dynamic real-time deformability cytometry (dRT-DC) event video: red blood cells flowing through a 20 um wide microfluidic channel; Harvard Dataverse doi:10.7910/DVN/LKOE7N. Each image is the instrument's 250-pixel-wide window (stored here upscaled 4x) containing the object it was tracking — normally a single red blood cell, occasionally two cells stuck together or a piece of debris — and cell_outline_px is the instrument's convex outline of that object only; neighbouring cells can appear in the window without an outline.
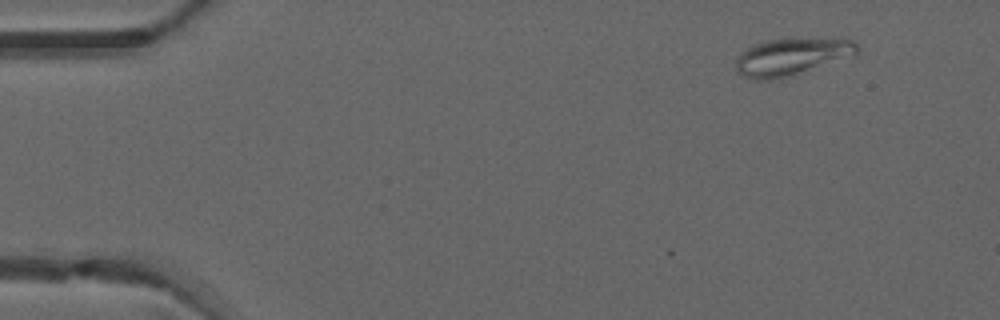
{"species": "common noctule bat (a hibernating species)", "species_latin": "Nyctalus noctula", "temperature_condition": "warm", "stored_images_in_passage": 3, "camera_frame_rate_fps": 3000, "um_per_image_px": 0.085, "animal": {"sex": "male", "forearm_length_mm": 52.5}, "frame": {"image": 1, "passage_image": 3, "time_ms": 0.667, "image_size_px": [1000, 320], "cell_outline_px": [[856, 56], [792, 76], [772, 80], [756, 80], [744, 76], [736, 72], [736, 60], [740, 52], [756, 44], [768, 40], [832, 36], [844, 36], [856, 40]], "centroid_in_image_um": [67.4, 4.79], "position_along_channel_um": 17.6, "area_um2": 27.28}}